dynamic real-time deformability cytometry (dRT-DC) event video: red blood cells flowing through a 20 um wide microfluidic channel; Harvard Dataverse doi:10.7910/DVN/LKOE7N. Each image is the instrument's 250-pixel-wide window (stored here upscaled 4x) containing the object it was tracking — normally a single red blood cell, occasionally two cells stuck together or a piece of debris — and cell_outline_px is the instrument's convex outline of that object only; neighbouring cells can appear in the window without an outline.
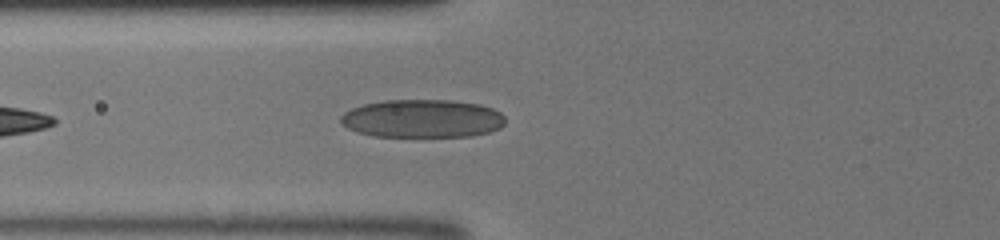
{"species": "human", "species_latin": "Homo sapiens", "temperature_condition": "room temperature", "stored_images_in_passage": 29, "camera_frame_rate_fps": 3000, "um_per_image_px": 0.085, "donor": {"sex": "male"}, "frame": {"image": 1, "passage_image": 3, "time_ms": 0.667, "image_size_px": [1000, 240], "cell_outline_px": [[504, 124], [500, 128], [488, 132], [468, 136], [376, 136], [356, 132], [340, 124], [340, 116], [344, 112], [352, 108], [364, 104], [384, 100], [452, 100], [480, 104], [492, 108], [500, 112], [504, 116]], "centroid_in_image_um": [35.88, 10.07], "position_along_channel_um": 89.9, "area_um2": 36.65}}
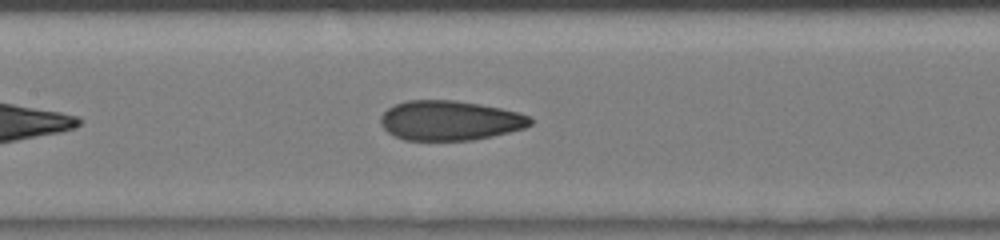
{"frame": {"image": 2, "passage_image": 8, "time_ms": 2.333, "image_size_px": [1000, 240], "cell_outline_px": [[532, 124], [524, 128], [492, 136], [472, 140], [404, 140], [388, 132], [380, 124], [380, 116], [388, 108], [404, 100], [456, 100], [480, 104], [520, 112], [528, 116], [532, 120]], "centroid_in_image_um": [38.23, 10.23], "position_along_channel_um": 169.2, "area_um2": 34.68}}
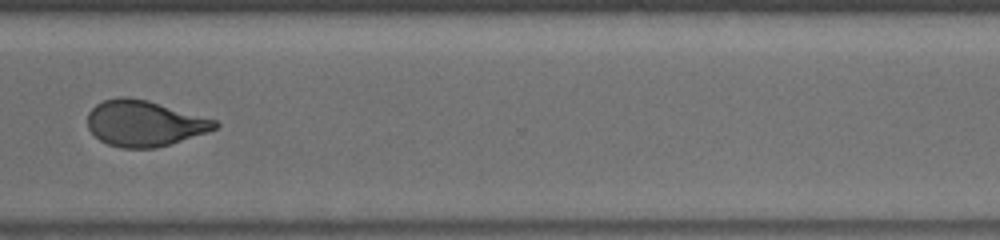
{"frame": {"image": 3, "passage_image": 20, "time_ms": 6.333, "image_size_px": [1000, 240], "cell_outline_px": [[220, 124], [216, 128], [208, 132], [156, 148], [120, 148], [108, 144], [100, 140], [88, 128], [88, 112], [96, 104], [104, 100], [120, 96], [128, 96], [148, 100], [216, 120]], "centroid_in_image_um": [12.26, 10.48], "position_along_channel_um": 358.3, "area_um2": 33.99}}